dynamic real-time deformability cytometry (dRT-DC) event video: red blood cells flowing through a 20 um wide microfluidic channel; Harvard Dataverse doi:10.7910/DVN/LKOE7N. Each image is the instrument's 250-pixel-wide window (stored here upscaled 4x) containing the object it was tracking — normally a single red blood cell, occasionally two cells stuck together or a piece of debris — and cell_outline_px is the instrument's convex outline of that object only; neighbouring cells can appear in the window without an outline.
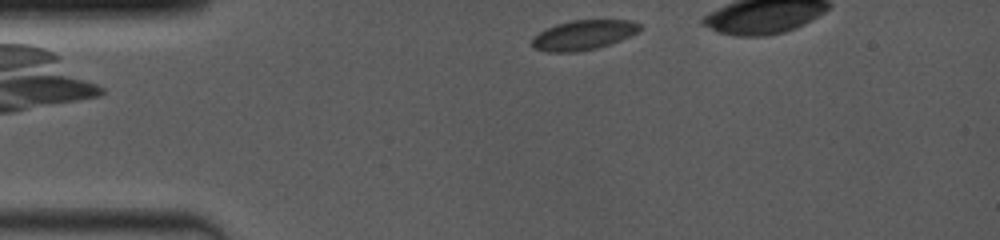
{"species": "common noctule bat (a hibernating species)", "species_latin": "Nyctalus noctula", "temperature_condition": "room temperature", "stored_images_in_passage": 24, "camera_frame_rate_fps": 4000, "um_per_image_px": 0.085, "animal": {"sex": "female", "body_mass_g": 19.0, "forearm_length_mm": 53.3}, "frame": {"image": 1, "passage_image": 1, "time_ms": 0.0, "image_size_px": [1000, 240], "cell_outline_px": [[640, 32], [632, 36], [612, 44], [596, 48], [576, 52], [544, 52], [532, 48], [532, 40], [540, 32], [556, 24], [572, 20], [632, 20], [640, 24]], "centroid_in_image_um": [49.63, 2.98], "position_along_channel_um": 35.4, "area_um2": 18.84}}
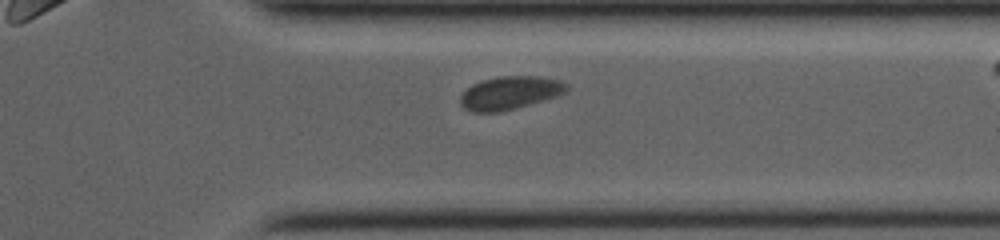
{"frame": {"image": 2, "passage_image": 21, "time_ms": 9.5, "image_size_px": [1000, 240], "cell_outline_px": [[568, 88], [564, 92], [556, 96], [544, 100], [516, 108], [500, 112], [472, 112], [464, 108], [460, 104], [460, 96], [472, 84], [484, 80], [500, 76], [540, 76], [560, 80], [568, 84]], "centroid_in_image_um": [43.34, 7.89], "position_along_channel_um": 368.1, "area_um2": 20.46}}